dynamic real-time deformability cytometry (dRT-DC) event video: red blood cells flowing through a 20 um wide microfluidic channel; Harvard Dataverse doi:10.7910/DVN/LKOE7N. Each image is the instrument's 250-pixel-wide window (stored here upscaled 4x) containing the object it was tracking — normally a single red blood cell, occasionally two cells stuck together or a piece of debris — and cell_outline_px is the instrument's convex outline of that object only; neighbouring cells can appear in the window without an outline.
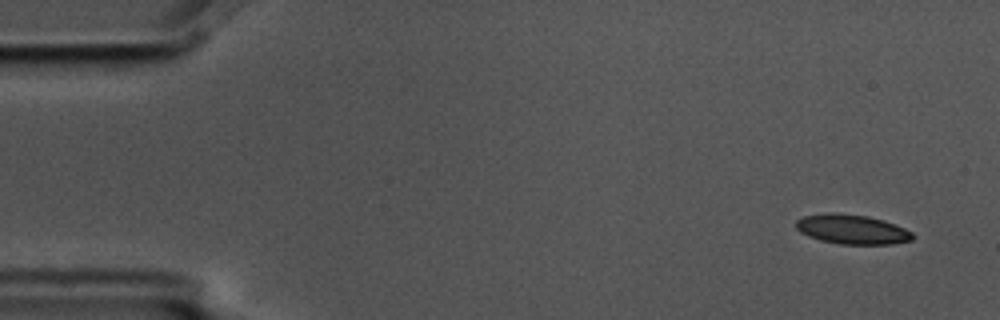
{"species": "common noctule bat (a hibernating species)", "species_latin": "Nyctalus noctula", "temperature_condition": "cold", "stored_images_in_passage": 9, "camera_frame_rate_fps": 3000, "um_per_image_px": 0.085, "animal": {"sex": "male", "body_mass_g": 17.5, "forearm_length_mm": 52.3}, "frame": {"image": 1, "passage_image": 1, "time_ms": 0.0, "image_size_px": [1000, 320], "cell_outline_px": [[912, 240], [892, 244], [840, 244], [820, 240], [808, 236], [800, 232], [796, 228], [796, 220], [804, 216], [828, 212], [836, 212], [868, 216], [884, 220], [904, 228], [912, 232]], "centroid_in_image_um": [72.4, 19.48], "position_along_channel_um": 12.6, "area_um2": 20.11}}
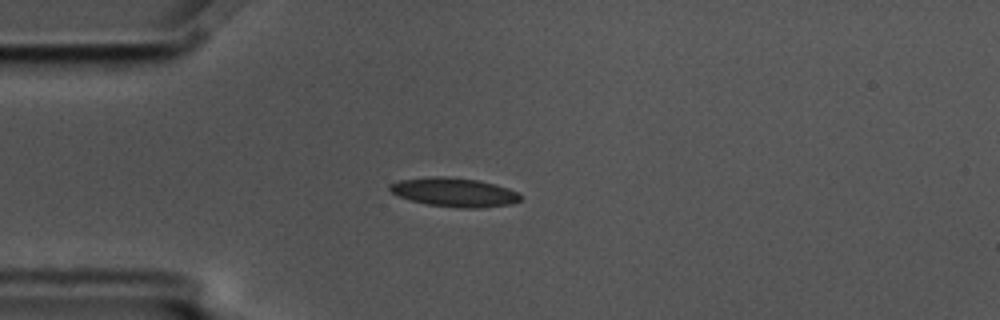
{"frame": {"image": 2, "passage_image": 4, "time_ms": 1.0, "image_size_px": [1000, 320], "cell_outline_px": [[520, 200], [512, 204], [480, 208], [460, 208], [428, 204], [412, 200], [400, 196], [392, 192], [388, 188], [388, 184], [400, 180], [428, 176], [444, 176], [476, 180], [496, 184], [508, 188], [516, 192], [520, 196]], "centroid_in_image_um": [38.6, 16.33], "position_along_channel_um": 46.4, "area_um2": 21.91}}